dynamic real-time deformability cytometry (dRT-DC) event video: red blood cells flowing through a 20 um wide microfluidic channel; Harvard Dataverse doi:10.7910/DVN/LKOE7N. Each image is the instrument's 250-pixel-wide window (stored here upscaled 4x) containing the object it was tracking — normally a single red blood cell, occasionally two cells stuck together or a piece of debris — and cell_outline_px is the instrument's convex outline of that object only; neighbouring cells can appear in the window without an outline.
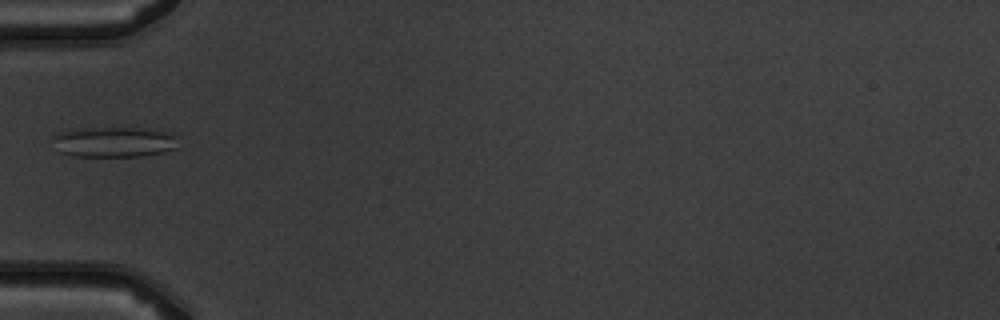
{"species": "common noctule bat (a hibernating species)", "species_latin": "Nyctalus noctula", "temperature_condition": "warm", "stored_images_in_passage": 3, "camera_frame_rate_fps": 3000, "um_per_image_px": 0.085, "animal": {"sex": "male", "body_mass_g": 19.5, "forearm_length_mm": 54.6}, "frame": {"image": 1, "passage_image": 2, "time_ms": 2.0, "image_size_px": [1000, 320], "cell_outline_px": [[180, 148], [164, 152], [140, 156], [76, 156], [60, 152], [52, 136], [60, 132], [80, 128], [132, 128], [160, 132], [172, 136]], "centroid_in_image_um": [9.65, 12.08], "position_along_channel_um": 75.4, "area_um2": 21.56}}
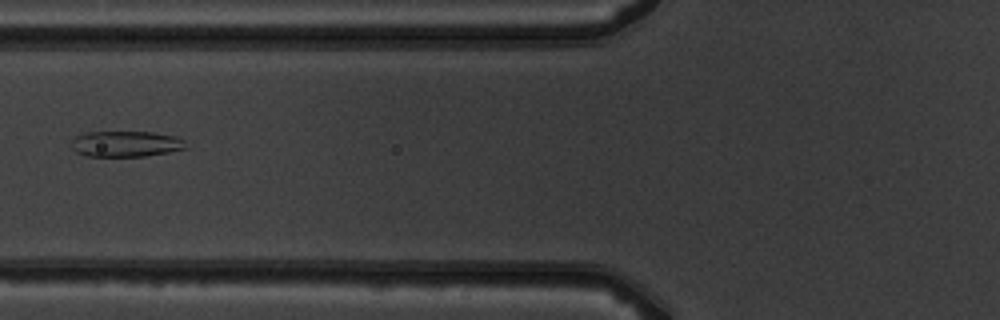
{"frame": {"image": 2, "passage_image": 3, "time_ms": 3.0, "image_size_px": [1000, 320], "cell_outline_px": [[188, 148], [168, 152], [144, 156], [88, 156], [76, 152], [72, 148], [72, 140], [76, 136], [84, 132], [152, 132], [172, 136], [184, 140]], "centroid_in_image_um": [10.68, 12.23], "position_along_channel_um": 115.1, "area_um2": 17.11}}